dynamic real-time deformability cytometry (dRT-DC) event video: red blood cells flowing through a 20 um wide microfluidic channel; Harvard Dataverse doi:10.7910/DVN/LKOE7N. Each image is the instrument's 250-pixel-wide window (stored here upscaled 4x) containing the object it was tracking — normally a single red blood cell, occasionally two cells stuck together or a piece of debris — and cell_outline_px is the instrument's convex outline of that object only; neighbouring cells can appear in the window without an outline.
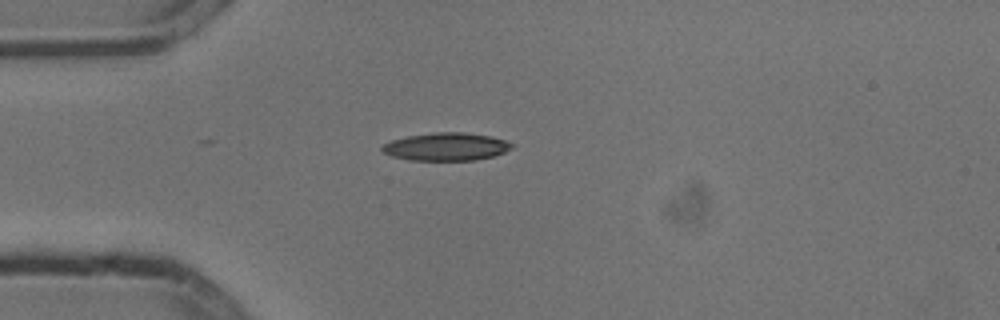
{"species": "common noctule bat (a hibernating species)", "species_latin": "Nyctalus noctula", "temperature_condition": "cold", "stored_images_in_passage": 12, "camera_frame_rate_fps": 3000, "um_per_image_px": 0.085, "animal": {"sex": "male", "body_mass_g": 13.3}, "frame": {"image": 1, "passage_image": 1, "time_ms": 0.0, "image_size_px": [1000, 320], "cell_outline_px": [[516, 144], [512, 148], [504, 152], [492, 156], [476, 160], [408, 160], [392, 156], [384, 152], [380, 148], [384, 144], [392, 140], [408, 136], [436, 132], [464, 132], [492, 136]], "centroid_in_image_um": [37.95, 12.46], "position_along_channel_um": 47.0, "area_um2": 21.04}}
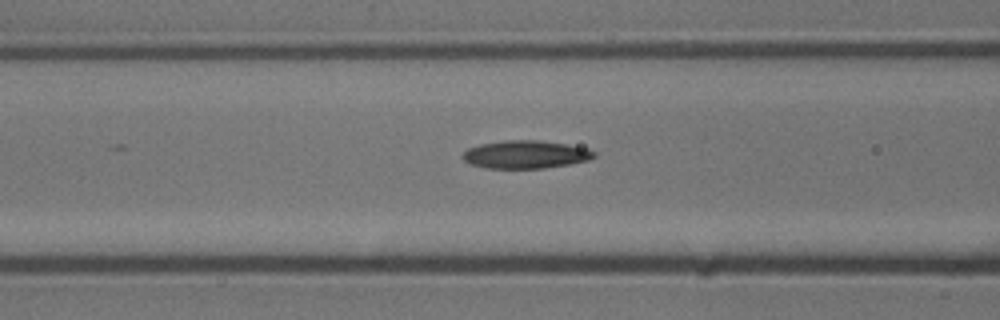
{"frame": {"image": 2, "passage_image": 8, "time_ms": 2.333, "image_size_px": [1000, 320], "cell_outline_px": [[596, 156], [588, 160], [568, 164], [544, 168], [484, 168], [472, 164], [464, 160], [460, 156], [468, 148], [480, 144], [504, 140], [540, 140], [568, 144], [588, 148], [596, 152]], "centroid_in_image_um": [44.68, 13.12], "position_along_channel_um": 121.9, "area_um2": 21.5}}
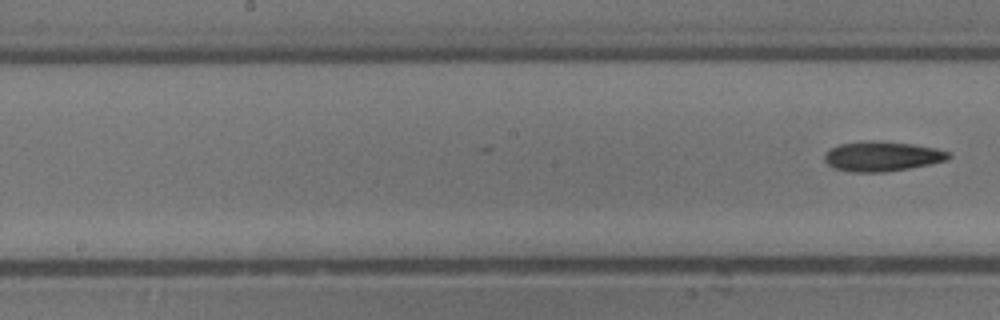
{"frame": {"image": 3, "passage_image": 12, "time_ms": 3.667, "image_size_px": [1000, 320], "cell_outline_px": [[952, 156], [948, 160], [908, 168], [884, 172], [852, 172], [832, 168], [824, 160], [824, 152], [828, 148], [840, 144], [864, 140], [876, 140], [912, 144], [936, 148], [952, 152]], "centroid_in_image_um": [74.95, 13.27], "position_along_channel_um": 173.3, "area_um2": 21.91}}